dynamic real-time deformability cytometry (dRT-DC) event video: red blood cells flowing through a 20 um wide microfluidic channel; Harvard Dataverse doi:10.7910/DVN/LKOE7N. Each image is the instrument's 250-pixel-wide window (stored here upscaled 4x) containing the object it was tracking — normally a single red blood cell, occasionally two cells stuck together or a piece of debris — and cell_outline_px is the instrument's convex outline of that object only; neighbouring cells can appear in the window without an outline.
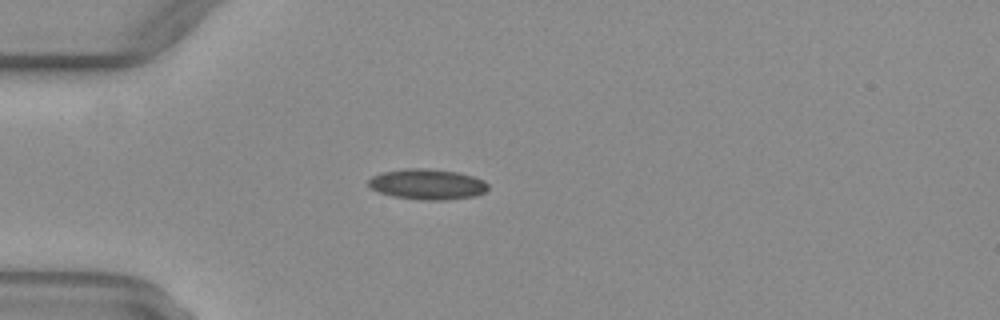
{"species": "common noctule bat (a hibernating species)", "species_latin": "Nyctalus noctula", "temperature_condition": "warm", "stored_images_in_passage": 38, "camera_frame_rate_fps": 3000, "um_per_image_px": 0.085, "animal": {"sex": "female", "body_mass_g": 29.2, "forearm_length_mm": 56.3}, "frame": {"image": 1, "passage_image": 1, "time_ms": 0.0, "image_size_px": [1000, 320], "cell_outline_px": [[488, 188], [484, 192], [476, 196], [444, 200], [420, 200], [392, 196], [380, 192], [372, 188], [368, 184], [368, 180], [372, 176], [384, 172], [404, 168], [424, 168], [456, 172], [472, 176], [484, 180], [488, 184]], "centroid_in_image_um": [36.33, 15.66], "position_along_channel_um": 48.7, "area_um2": 21.21}}
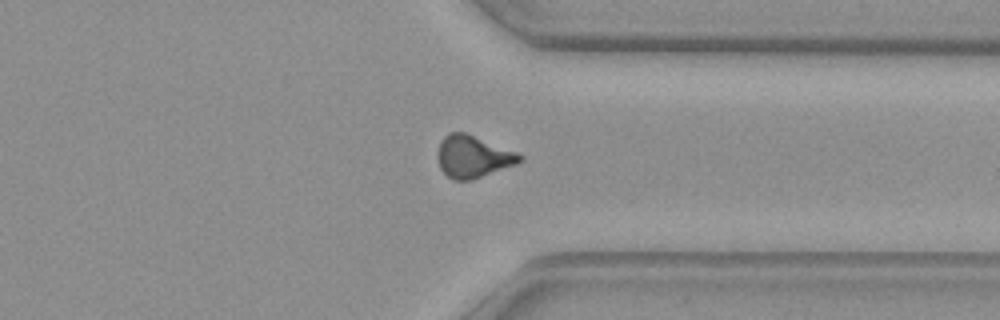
{"frame": {"image": 2, "passage_image": 26, "time_ms": 8.333, "image_size_px": [1000, 320], "cell_outline_px": [[524, 160], [516, 164], [472, 180], [452, 180], [440, 168], [436, 156], [436, 152], [440, 140], [448, 132], [464, 132], [516, 152], [524, 156]], "centroid_in_image_um": [40.17, 13.31], "position_along_channel_um": 371.2, "area_um2": 20.23}}
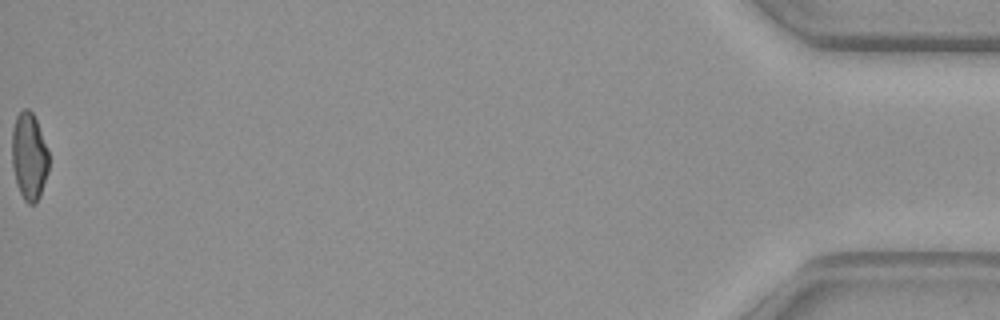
{"frame": {"image": 3, "passage_image": 38, "time_ms": 12.333, "image_size_px": [1000, 320], "cell_outline_px": [[48, 172], [40, 196], [36, 204], [28, 204], [24, 200], [16, 184], [12, 164], [12, 128], [16, 116], [24, 108], [28, 108], [32, 112], [36, 120], [48, 152]], "centroid_in_image_um": [2.46, 13.31], "position_along_channel_um": 432.7, "area_um2": 18.73}, "authors_computed_cell_mechanics": {"area_um2": 19.7965, "velocity_mm_per_s": 4.0957, "shape_relaxation_time_tau1_ms": null, "shape_relaxation_time_tau2_ms": 1.9107, "deformation_change_tau1": null, "deformation_change_tau2": 0.0842}}